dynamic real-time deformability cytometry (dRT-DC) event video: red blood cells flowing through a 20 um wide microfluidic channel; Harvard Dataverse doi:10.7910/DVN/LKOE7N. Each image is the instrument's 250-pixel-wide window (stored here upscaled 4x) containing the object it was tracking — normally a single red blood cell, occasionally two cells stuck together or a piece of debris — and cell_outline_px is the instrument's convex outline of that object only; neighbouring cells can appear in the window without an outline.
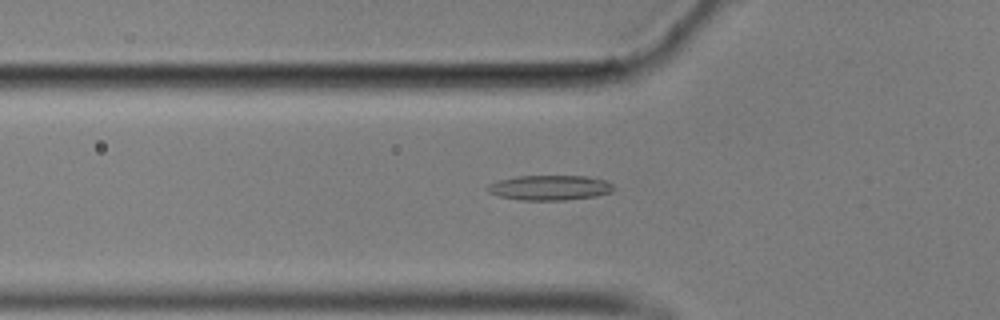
{"species": "common noctule bat (a hibernating species)", "species_latin": "Nyctalus noctula", "temperature_condition": "cold", "stored_images_in_passage": 47, "camera_frame_rate_fps": 3000, "um_per_image_px": 0.085, "animal": {"sex": "male", "body_mass_g": 17.9}, "frame": {"image": 1, "passage_image": 10, "time_ms": 3.0, "image_size_px": [1000, 320], "cell_outline_px": [[616, 188], [612, 192], [596, 196], [564, 200], [520, 200], [500, 196], [488, 192], [488, 184], [496, 180], [516, 176], [596, 176], [612, 184]], "centroid_in_image_um": [46.76, 15.94], "position_along_channel_um": 79.0, "area_um2": 18.55}}
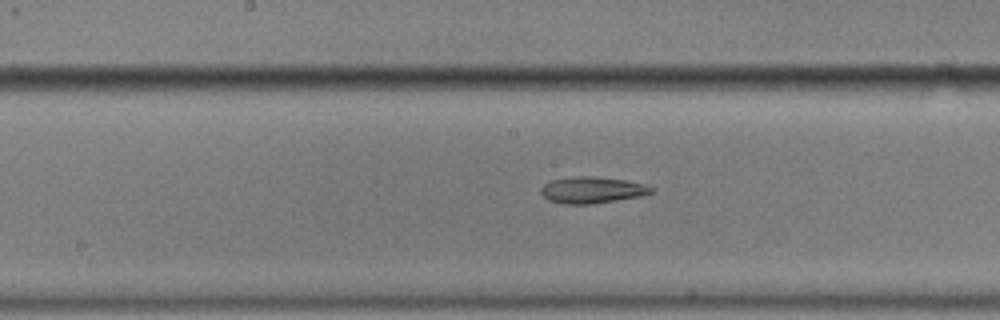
{"frame": {"image": 2, "passage_image": 20, "time_ms": 6.333, "image_size_px": [1000, 320], "cell_outline_px": [[652, 192], [640, 196], [616, 200], [588, 204], [564, 204], [548, 200], [540, 192], [540, 188], [544, 184], [552, 180], [576, 176], [592, 176], [624, 180], [644, 184], [652, 188]], "centroid_in_image_um": [50.28, 16.15], "position_along_channel_um": 197.9, "area_um2": 16.76}}
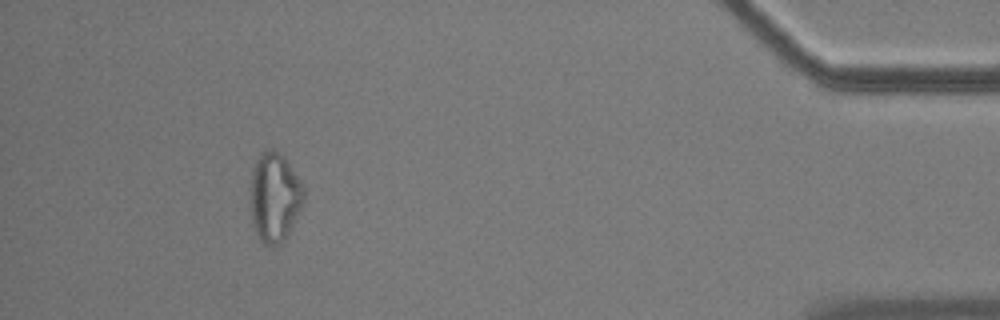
{"frame": {"image": 3, "passage_image": 43, "time_ms": 14.0, "image_size_px": [1000, 320], "cell_outline_px": [[304, 200], [284, 244], [272, 248], [264, 244], [260, 240], [252, 224], [252, 168], [260, 152], [264, 148], [272, 148], [284, 156], [304, 184]], "centroid_in_image_um": [23.37, 16.77], "position_along_channel_um": 411.8, "area_um2": 28.15}, "authors_computed_cell_mechanics": {"area_um2": 17.8602, "velocity_mm_per_s": 3.537, "shape_relaxation_time_tau1_ms": null, "shape_relaxation_time_tau2_ms": 4.862, "deformation_change_tau1": null, "deformation_change_tau2": 0.1186}}